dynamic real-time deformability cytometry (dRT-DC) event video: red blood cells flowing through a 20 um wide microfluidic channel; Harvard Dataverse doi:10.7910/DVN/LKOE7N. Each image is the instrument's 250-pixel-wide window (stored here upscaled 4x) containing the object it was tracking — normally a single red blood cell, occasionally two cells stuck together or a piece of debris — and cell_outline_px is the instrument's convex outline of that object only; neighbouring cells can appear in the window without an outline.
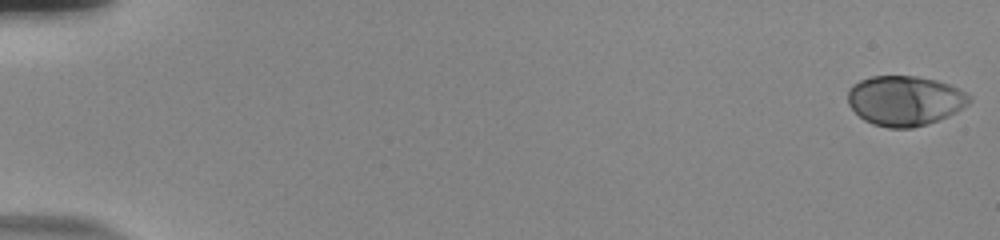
{"species": "human", "species_latin": "Homo sapiens", "temperature_condition": "room temperature", "stored_images_in_passage": 53, "camera_frame_rate_fps": 3000, "um_per_image_px": 0.085, "donor": {"sex": "male"}, "frame": {"image": 1, "passage_image": 1, "time_ms": 0.0, "image_size_px": [1000, 240], "cell_outline_px": [[972, 100], [968, 104], [956, 112], [928, 124], [912, 128], [888, 128], [872, 124], [864, 120], [848, 104], [848, 88], [852, 84], [860, 80], [872, 76], [916, 76], [936, 80], [948, 84], [972, 96]], "centroid_in_image_um": [76.9, 8.56], "position_along_channel_um": 8.1, "area_um2": 35.37}}
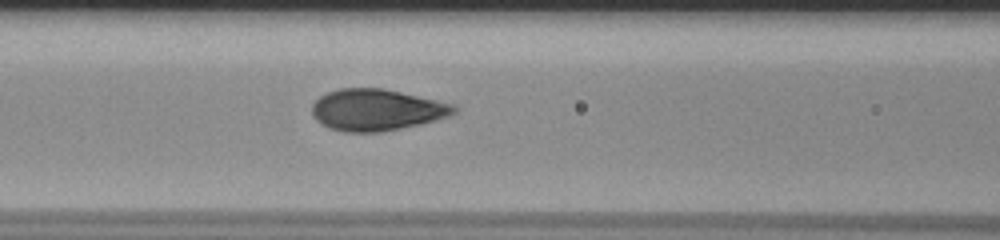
{"frame": {"image": 2, "passage_image": 26, "time_ms": 8.333, "image_size_px": [1000, 240], "cell_outline_px": [[456, 112], [448, 116], [420, 124], [380, 132], [344, 132], [328, 128], [316, 120], [312, 116], [312, 104], [320, 96], [328, 92], [340, 88], [384, 88], [436, 100], [452, 104], [456, 108]], "centroid_in_image_um": [31.96, 9.34], "position_along_channel_um": 134.6, "area_um2": 34.22}}
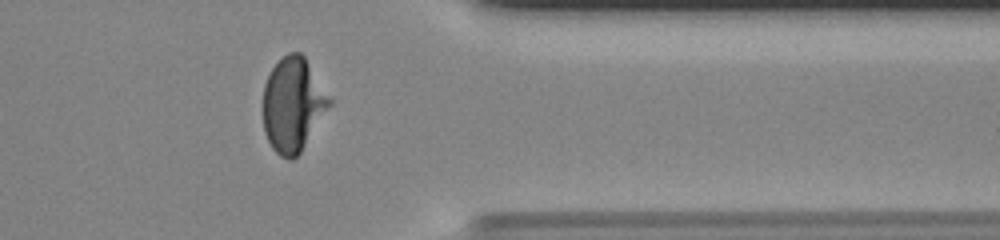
{"frame": {"image": 3, "passage_image": 47, "time_ms": 15.333, "image_size_px": [1000, 240], "cell_outline_px": [[332, 104], [300, 152], [292, 160], [288, 160], [280, 156], [272, 148], [264, 132], [264, 84], [272, 68], [288, 52], [300, 52], [304, 56], [332, 100]], "centroid_in_image_um": [24.91, 8.9], "position_along_channel_um": 386.5, "area_um2": 36.07}, "authors_computed_cell_mechanics": {"area_um2": 34.9112, "velocity_mm_per_s": 3.7121, "shape_relaxation_time_tau1_ms": 5.428, "shape_relaxation_time_tau2_ms": null, "deformation_change_tau1": 0.2334, "deformation_change_tau2": null}}